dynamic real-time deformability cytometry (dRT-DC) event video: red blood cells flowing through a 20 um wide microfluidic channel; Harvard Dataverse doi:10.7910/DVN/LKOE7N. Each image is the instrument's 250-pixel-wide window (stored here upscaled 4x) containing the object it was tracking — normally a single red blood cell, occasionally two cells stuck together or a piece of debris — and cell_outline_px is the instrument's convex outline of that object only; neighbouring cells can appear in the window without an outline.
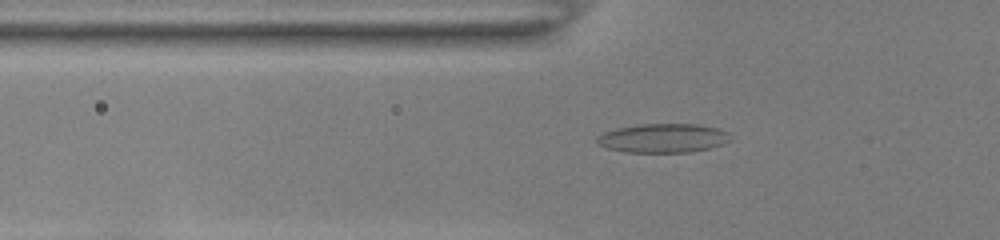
{"species": "common noctule bat (a hibernating species)", "species_latin": "Nyctalus noctula", "temperature_condition": "room temperature", "stored_images_in_passage": 40, "camera_frame_rate_fps": 3000, "um_per_image_px": 0.085, "animal": {"sex": "female", "body_mass_g": 22.0, "forearm_length_mm": 56.7}, "frame": {"image": 1, "passage_image": 6, "time_ms": 1.667, "image_size_px": [1000, 240], "cell_outline_px": [[728, 140], [720, 144], [708, 148], [688, 152], [624, 152], [608, 148], [600, 144], [596, 140], [596, 136], [604, 132], [616, 128], [640, 124], [696, 124], [716, 128], [728, 132]], "centroid_in_image_um": [56.3, 11.73], "position_along_channel_um": 69.5, "area_um2": 22.2}}
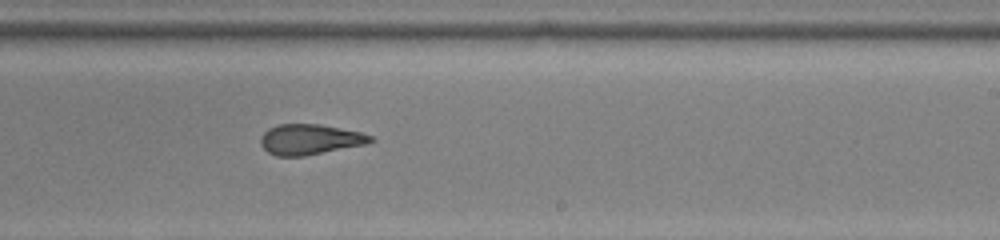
{"frame": {"image": 2, "passage_image": 21, "time_ms": 6.667, "image_size_px": [1000, 240], "cell_outline_px": [[376, 140], [364, 144], [304, 156], [276, 156], [268, 152], [260, 144], [260, 136], [268, 128], [280, 124], [320, 124], [360, 132], [372, 136]], "centroid_in_image_um": [26.31, 11.84], "position_along_channel_um": 262.7, "area_um2": 19.36}}
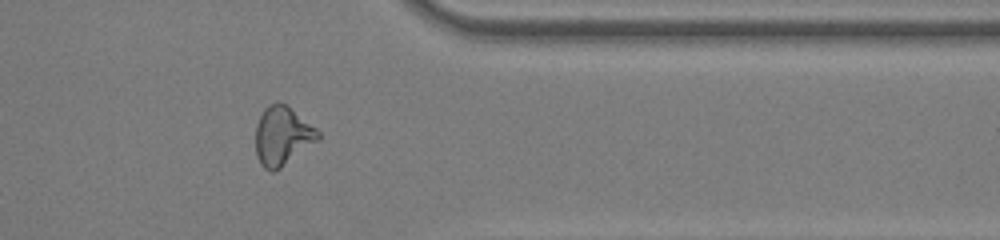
{"frame": {"image": 3, "passage_image": 31, "time_ms": 10.0, "image_size_px": [1000, 240], "cell_outline_px": [[320, 140], [280, 168], [272, 172], [264, 168], [260, 164], [256, 156], [256, 124], [264, 108], [268, 104], [276, 100], [288, 104], [316, 128], [320, 132]], "centroid_in_image_um": [24.01, 11.52], "position_along_channel_um": 387.4, "area_um2": 21.85}, "authors_computed_cell_mechanics": {"area_um2": 20.8369, "velocity_mm_per_s": 3.9139, "shape_relaxation_time_tau1_ms": null, "shape_relaxation_time_tau2_ms": 1.7992, "deformation_change_tau1": null, "deformation_change_tau2": 0.0956}}